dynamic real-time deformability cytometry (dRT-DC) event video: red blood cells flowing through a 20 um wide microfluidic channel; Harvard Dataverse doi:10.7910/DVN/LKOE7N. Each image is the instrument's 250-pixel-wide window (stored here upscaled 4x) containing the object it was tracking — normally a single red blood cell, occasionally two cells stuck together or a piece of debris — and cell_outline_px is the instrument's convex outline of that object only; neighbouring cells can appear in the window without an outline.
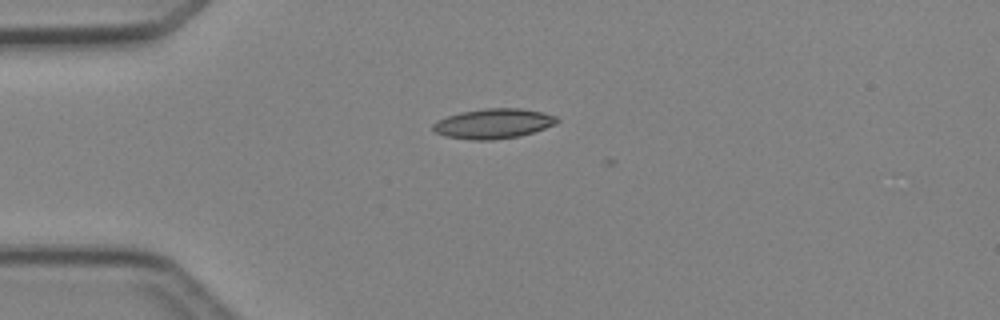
{"species": "Egyptian fruit bat (a non-hibernating species)", "species_latin": "Rousettus aegyptiacus", "temperature_condition": "cold", "stored_images_in_passage": 2, "camera_frame_rate_fps": 3000, "um_per_image_px": 0.085, "animal": {"sex": "female"}, "frame": {"image": 1, "passage_image": 1, "time_ms": 0.0, "image_size_px": [1000, 320], "cell_outline_px": [[560, 120], [556, 124], [520, 136], [492, 140], [472, 140], [444, 136], [432, 132], [432, 124], [436, 120], [460, 112], [484, 108], [520, 108], [540, 112], [556, 116]], "centroid_in_image_um": [41.89, 10.51], "position_along_channel_um": 43.1, "area_um2": 21.73}}